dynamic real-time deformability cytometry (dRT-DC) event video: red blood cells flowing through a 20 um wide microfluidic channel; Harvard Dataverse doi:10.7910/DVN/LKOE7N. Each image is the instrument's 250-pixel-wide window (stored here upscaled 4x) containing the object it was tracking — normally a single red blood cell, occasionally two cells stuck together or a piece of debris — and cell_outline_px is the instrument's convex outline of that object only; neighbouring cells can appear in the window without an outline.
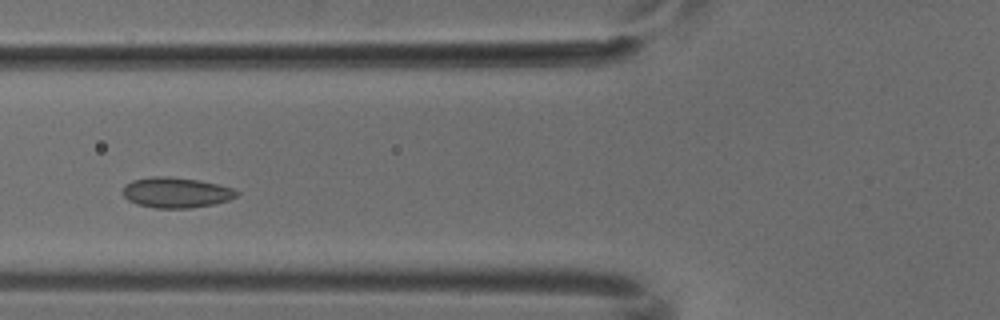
{"species": "common noctule bat (a hibernating species)", "species_latin": "Nyctalus noctula", "temperature_condition": "cold", "stored_images_in_passage": 3, "camera_frame_rate_fps": 3000, "um_per_image_px": 0.085, "animal": {"sex": "male", "body_mass_g": 18.8}, "frame": {"image": 1, "passage_image": 2, "time_ms": 0.333, "image_size_px": [1000, 320], "cell_outline_px": [[240, 192], [236, 196], [228, 200], [212, 204], [192, 208], [156, 208], [136, 204], [128, 200], [124, 196], [124, 184], [132, 180], [152, 176], [168, 176], [200, 180], [232, 188]], "centroid_in_image_um": [14.95, 16.36], "position_along_channel_um": 110.9, "area_um2": 20.17}}
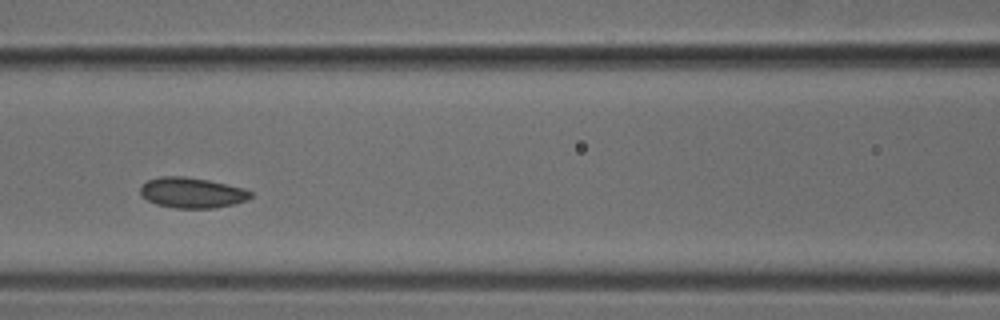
{"frame": {"image": 2, "passage_image": 3, "time_ms": 0.667, "image_size_px": [1000, 320], "cell_outline_px": [[252, 196], [248, 200], [232, 204], [212, 208], [176, 208], [156, 204], [140, 196], [140, 188], [148, 180], [160, 176], [184, 176], [208, 180], [244, 188], [252, 192]], "centroid_in_image_um": [16.31, 16.38], "position_along_channel_um": 150.3, "area_um2": 19.54}}